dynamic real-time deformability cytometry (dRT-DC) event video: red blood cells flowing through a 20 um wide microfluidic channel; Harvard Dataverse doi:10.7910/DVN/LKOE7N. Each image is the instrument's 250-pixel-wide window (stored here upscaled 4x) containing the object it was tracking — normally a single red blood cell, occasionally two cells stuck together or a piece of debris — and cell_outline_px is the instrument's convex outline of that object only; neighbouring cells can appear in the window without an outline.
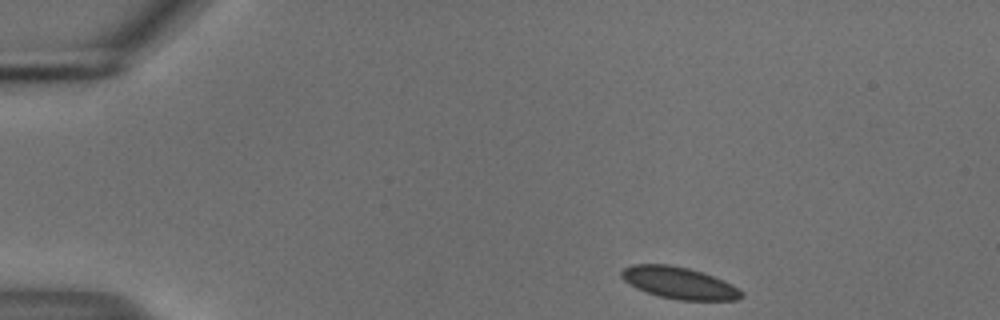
{"species": "common noctule bat (a hibernating species)", "species_latin": "Nyctalus noctula", "temperature_condition": "cold", "stored_images_in_passage": 47, "camera_frame_rate_fps": 3000, "um_per_image_px": 0.085, "animal": {"sex": "male", "body_mass_g": 18.8}, "frame": {"image": 1, "passage_image": 1, "time_ms": 0.0, "image_size_px": [1000, 320], "cell_outline_px": [[744, 296], [736, 300], [680, 300], [660, 296], [636, 288], [624, 280], [620, 276], [620, 272], [624, 268], [632, 264], [668, 264], [688, 268], [704, 272], [732, 284], [740, 288], [744, 292]], "centroid_in_image_um": [57.76, 24.04], "position_along_channel_um": 27.2, "area_um2": 22.31}}
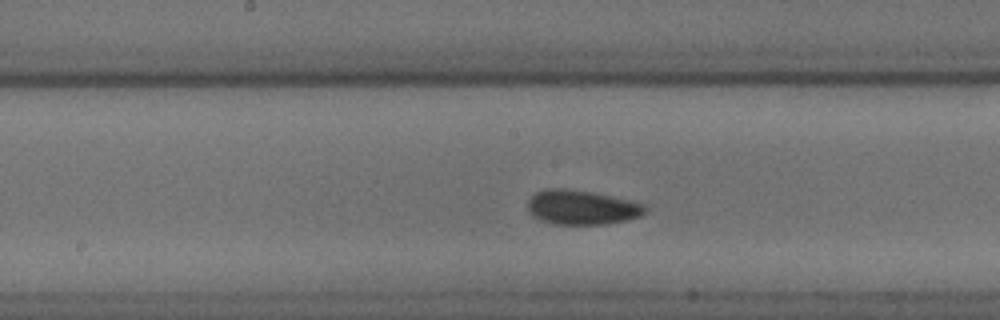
{"frame": {"image": 2, "passage_image": 21, "time_ms": 6.667, "image_size_px": [1000, 320], "cell_outline_px": [[648, 208], [640, 216], [624, 220], [604, 224], [556, 224], [532, 216], [528, 212], [528, 200], [536, 192], [552, 188], [564, 188], [592, 192], [628, 200], [644, 204]], "centroid_in_image_um": [49.43, 17.62], "position_along_channel_um": 198.8, "area_um2": 23.24}}
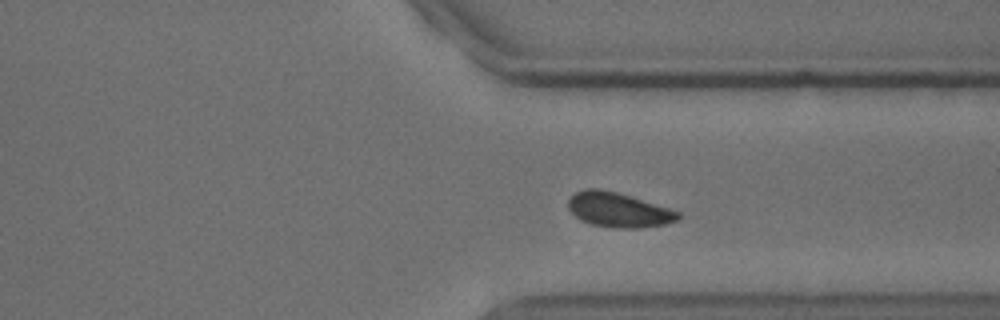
{"frame": {"image": 3, "passage_image": 34, "time_ms": 11.0, "image_size_px": [1000, 320], "cell_outline_px": [[680, 220], [664, 224], [640, 228], [616, 228], [592, 224], [580, 220], [568, 208], [568, 200], [576, 192], [588, 188], [600, 188], [616, 192], [668, 208], [680, 212]], "centroid_in_image_um": [52.57, 17.84], "position_along_channel_um": 358.8, "area_um2": 21.96}, "authors_computed_cell_mechanics": {"area_um2": 22.3108, "velocity_mm_per_s": 3.6957, "shape_relaxation_time_tau1_ms": 3.4063, "shape_relaxation_time_tau2_ms": 4.6995, "deformation_change_tau1": 0.0589, "deformation_change_tau2": 0.0622}}